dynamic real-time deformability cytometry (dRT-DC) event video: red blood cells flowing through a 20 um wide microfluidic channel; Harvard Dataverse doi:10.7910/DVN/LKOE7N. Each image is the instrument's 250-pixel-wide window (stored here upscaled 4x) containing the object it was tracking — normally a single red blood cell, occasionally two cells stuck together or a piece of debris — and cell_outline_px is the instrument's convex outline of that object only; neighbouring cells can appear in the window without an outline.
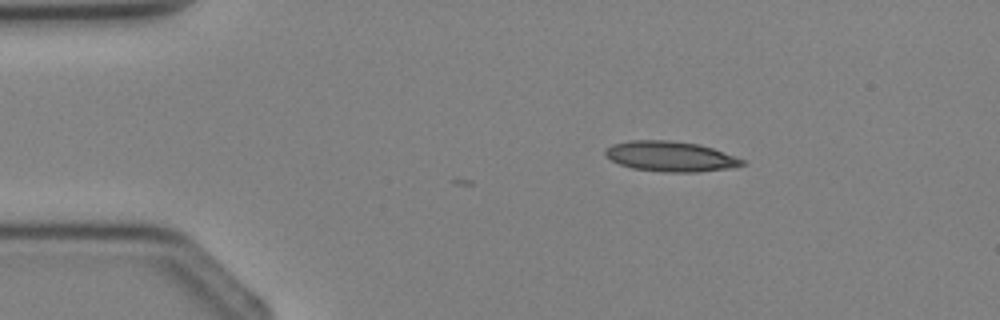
{"species": "Egyptian fruit bat (a non-hibernating species)", "species_latin": "Rousettus aegyptiacus", "temperature_condition": "cold", "stored_images_in_passage": 2, "camera_frame_rate_fps": 3000, "um_per_image_px": 0.085, "animal": {"sex": "female"}, "frame": {"image": 1, "passage_image": 2, "time_ms": 1.0, "image_size_px": [1000, 320], "cell_outline_px": [[744, 164], [728, 168], [696, 172], [664, 172], [632, 168], [620, 164], [604, 156], [604, 148], [612, 144], [632, 140], [668, 140], [700, 144], [712, 148], [744, 160]], "centroid_in_image_um": [56.92, 13.29], "position_along_channel_um": 28.1, "area_um2": 23.99}}